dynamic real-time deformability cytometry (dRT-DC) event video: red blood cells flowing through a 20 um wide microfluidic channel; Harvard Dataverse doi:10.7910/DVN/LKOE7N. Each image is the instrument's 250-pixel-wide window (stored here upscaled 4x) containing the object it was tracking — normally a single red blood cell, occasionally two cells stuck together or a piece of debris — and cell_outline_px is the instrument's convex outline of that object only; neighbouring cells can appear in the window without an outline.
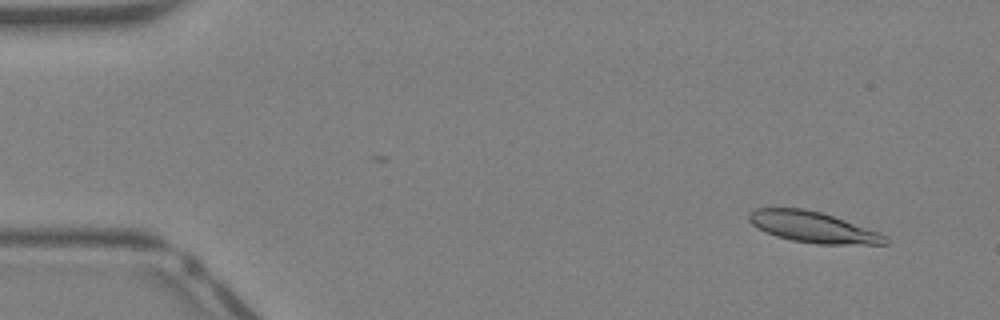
{"species": "Egyptian fruit bat (a non-hibernating species)", "species_latin": "Rousettus aegyptiacus", "temperature_condition": "warm", "stored_images_in_passage": 13, "camera_frame_rate_fps": 3000, "um_per_image_px": 0.085, "animal": {"sex": "female"}, "frame": {"image": 1, "passage_image": 3, "time_ms": 0.667, "image_size_px": [1000, 320], "cell_outline_px": [[888, 244], [816, 244], [792, 240], [776, 236], [764, 232], [752, 224], [748, 220], [748, 212], [756, 208], [804, 208], [820, 212], [832, 216], [876, 232], [884, 236], [888, 240]], "centroid_in_image_um": [69.0, 19.3], "position_along_channel_um": 16.0, "area_um2": 24.16}}
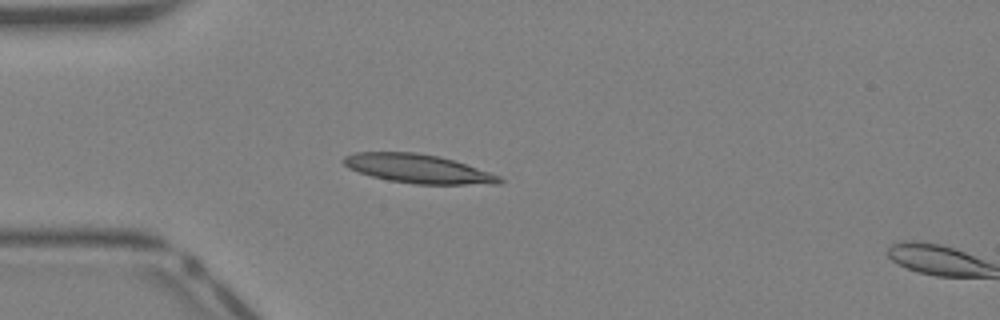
{"frame": {"image": 2, "passage_image": 11, "time_ms": 3.333, "image_size_px": [1000, 320], "cell_outline_px": [[504, 180], [500, 184], [416, 184], [388, 180], [372, 176], [348, 168], [340, 160], [344, 156], [356, 152], [416, 152], [440, 156], [500, 176]], "centroid_in_image_um": [35.5, 14.33], "position_along_channel_um": 49.5, "area_um2": 26.01}}